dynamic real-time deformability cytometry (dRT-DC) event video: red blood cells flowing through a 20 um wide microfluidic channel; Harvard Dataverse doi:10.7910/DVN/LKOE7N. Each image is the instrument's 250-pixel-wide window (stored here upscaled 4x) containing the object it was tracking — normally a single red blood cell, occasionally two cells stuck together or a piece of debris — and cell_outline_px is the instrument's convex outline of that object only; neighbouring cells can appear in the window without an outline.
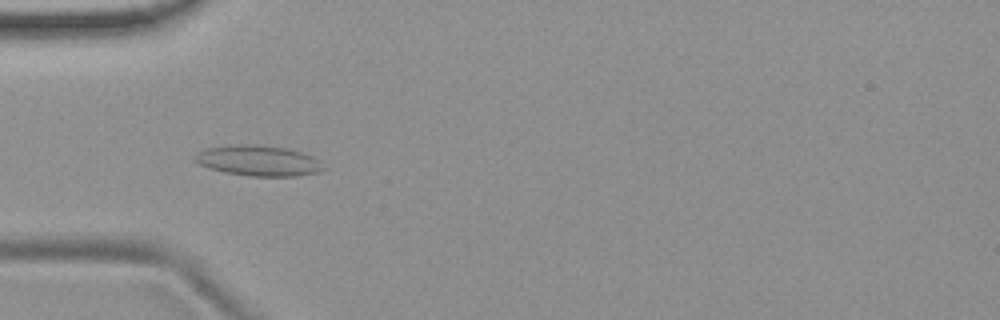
{"species": "common noctule bat (a hibernating species)", "species_latin": "Nyctalus noctula", "temperature_condition": "room temperature", "stored_images_in_passage": 54, "camera_frame_rate_fps": 3000, "um_per_image_px": 0.085, "animal": {"sex": "female", "body_mass_g": 19.9}, "frame": {"image": 1, "passage_image": 17, "time_ms": 5.333, "image_size_px": [1000, 320], "cell_outline_px": [[328, 168], [320, 172], [296, 176], [252, 176], [224, 172], [208, 168], [192, 160], [204, 148], [228, 144], [256, 144], [288, 148], [312, 156], [320, 160]], "centroid_in_image_um": [22.0, 13.65], "position_along_channel_um": 63.0, "area_um2": 23.24}}
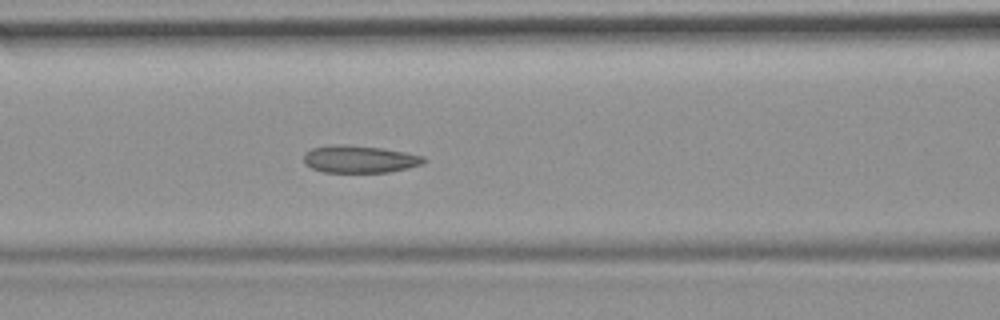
{"frame": {"image": 2, "passage_image": 23, "time_ms": 7.333, "image_size_px": [1000, 320], "cell_outline_px": [[428, 160], [420, 164], [408, 168], [388, 172], [324, 172], [312, 168], [304, 164], [304, 152], [312, 148], [340, 144], [348, 144], [380, 148], [404, 152], [424, 156]], "centroid_in_image_um": [30.55, 13.53], "position_along_channel_um": 136.1, "area_um2": 19.07}}
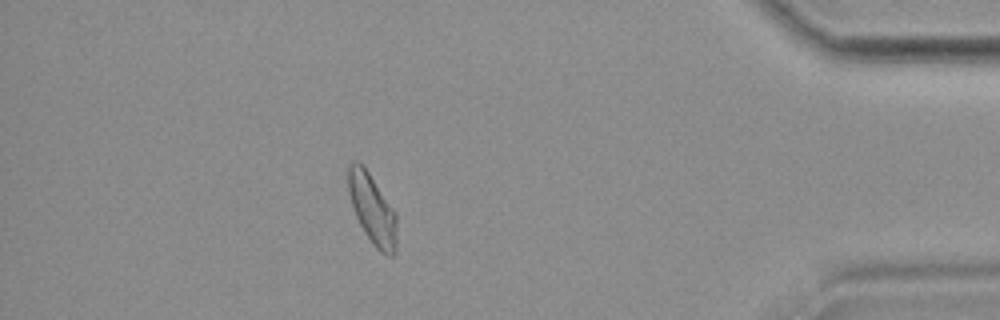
{"frame": {"image": 3, "passage_image": 48, "time_ms": 15.667, "image_size_px": [1000, 320], "cell_outline_px": [[396, 252], [392, 256], [388, 256], [380, 252], [372, 244], [364, 232], [356, 216], [348, 192], [348, 168], [352, 160], [356, 160], [364, 164], [396, 212]], "centroid_in_image_um": [31.65, 17.75], "position_along_channel_um": 403.6, "area_um2": 20.06}, "authors_computed_cell_mechanics": {"area_um2": 19.9988, "velocity_mm_per_s": 3.7279, "shape_relaxation_time_tau1_ms": 7.8689, "shape_relaxation_time_tau2_ms": 2.2823, "deformation_change_tau1": 0.1443, "deformation_change_tau2": 0.0643}}